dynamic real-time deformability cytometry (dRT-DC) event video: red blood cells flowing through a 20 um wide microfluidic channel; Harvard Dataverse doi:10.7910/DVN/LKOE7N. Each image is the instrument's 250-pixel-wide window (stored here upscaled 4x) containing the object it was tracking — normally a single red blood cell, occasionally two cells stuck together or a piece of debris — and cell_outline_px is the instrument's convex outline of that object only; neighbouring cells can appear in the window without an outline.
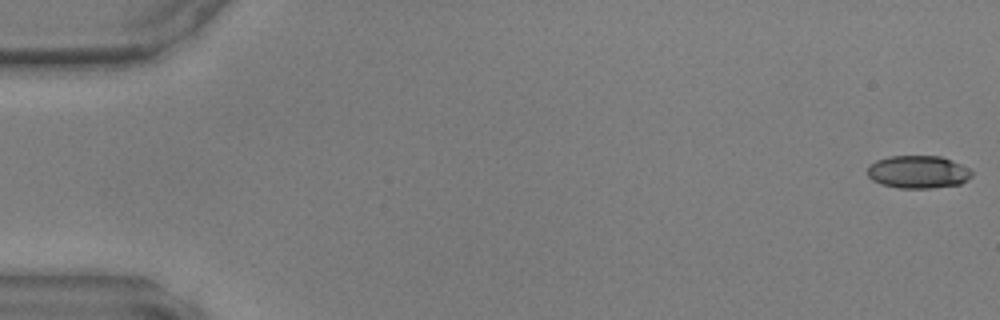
{"species": "common noctule bat (a hibernating species)", "species_latin": "Nyctalus noctula", "temperature_condition": "warm", "stored_images_in_passage": 47, "camera_frame_rate_fps": 3000, "um_per_image_px": 0.085, "animal": {"sex": "male", "body_mass_g": 17.9, "forearm_length_mm": 54.2}, "frame": {"image": 1, "passage_image": 1, "time_ms": 0.0, "image_size_px": [1000, 320], "cell_outline_px": [[972, 176], [968, 180], [960, 184], [932, 188], [900, 188], [884, 184], [872, 180], [868, 176], [868, 164], [876, 160], [888, 156], [940, 156], [952, 160], [968, 168], [972, 172]], "centroid_in_image_um": [78.04, 14.61], "position_along_channel_um": 7.0, "area_um2": 19.94}}
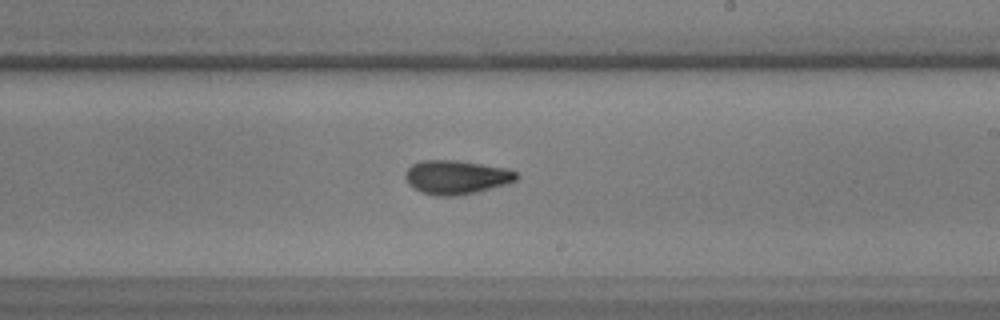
{"frame": {"image": 2, "passage_image": 28, "time_ms": 9.0, "image_size_px": [1000, 320], "cell_outline_px": [[520, 176], [516, 180], [508, 184], [476, 192], [456, 196], [436, 196], [420, 192], [408, 184], [404, 176], [404, 172], [412, 164], [420, 160], [456, 160], [504, 168], [516, 172]], "centroid_in_image_um": [38.75, 15.07], "position_along_channel_um": 250.2, "area_um2": 22.08}}
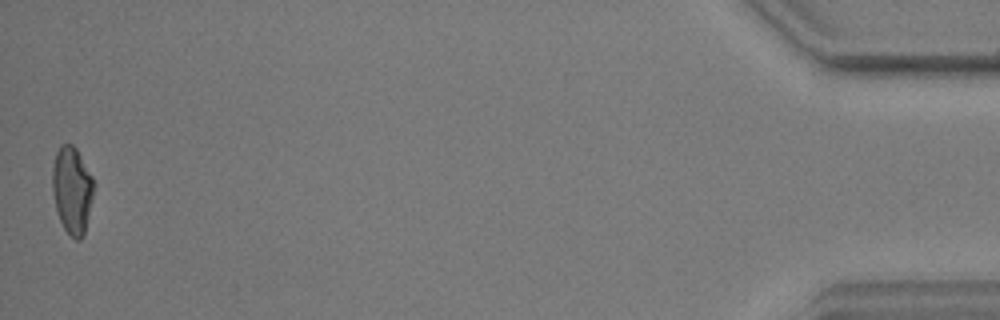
{"frame": {"image": 3, "passage_image": 47, "time_ms": 15.333, "image_size_px": [1000, 320], "cell_outline_px": [[96, 184], [84, 236], [80, 240], [76, 240], [64, 228], [60, 220], [56, 208], [52, 188], [52, 164], [56, 152], [60, 144], [72, 144], [76, 148], [92, 176]], "centroid_in_image_um": [6.14, 16.14], "position_along_channel_um": 429.1, "area_um2": 21.21}}